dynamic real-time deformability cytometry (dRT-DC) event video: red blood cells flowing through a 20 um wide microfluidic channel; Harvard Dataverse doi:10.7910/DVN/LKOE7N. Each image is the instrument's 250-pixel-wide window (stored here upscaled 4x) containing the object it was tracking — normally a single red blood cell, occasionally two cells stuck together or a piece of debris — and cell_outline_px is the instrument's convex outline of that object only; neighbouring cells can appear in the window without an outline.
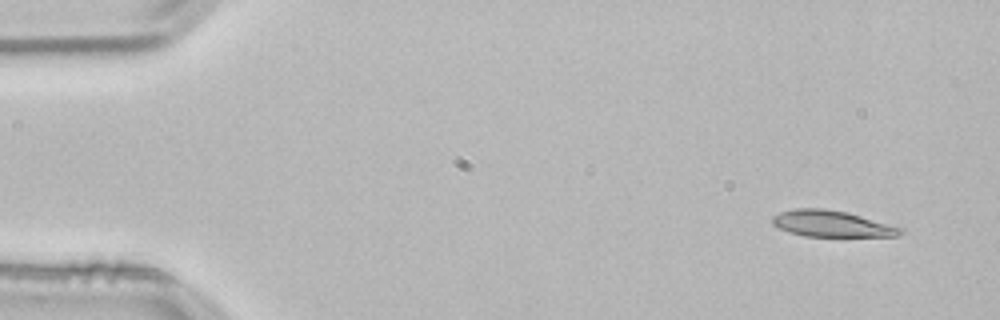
{"species": "common noctule bat (a hibernating species)", "species_latin": "Nyctalus noctula", "temperature_condition": "room temperature", "stored_images_in_passage": 13, "camera_frame_rate_fps": 3000, "um_per_image_px": 0.085, "animal": {"sex": "male", "body_mass_g": 21.5, "forearm_length_mm": 52.0}, "frame": {"image": 1, "passage_image": 1, "time_ms": 0.0, "image_size_px": [1000, 320], "cell_outline_px": [[904, 232], [896, 236], [804, 236], [788, 232], [772, 224], [772, 216], [780, 212], [796, 208], [824, 208], [848, 212], [904, 228]], "centroid_in_image_um": [70.69, 19.01], "position_along_channel_um": 14.3, "area_um2": 19.65}}